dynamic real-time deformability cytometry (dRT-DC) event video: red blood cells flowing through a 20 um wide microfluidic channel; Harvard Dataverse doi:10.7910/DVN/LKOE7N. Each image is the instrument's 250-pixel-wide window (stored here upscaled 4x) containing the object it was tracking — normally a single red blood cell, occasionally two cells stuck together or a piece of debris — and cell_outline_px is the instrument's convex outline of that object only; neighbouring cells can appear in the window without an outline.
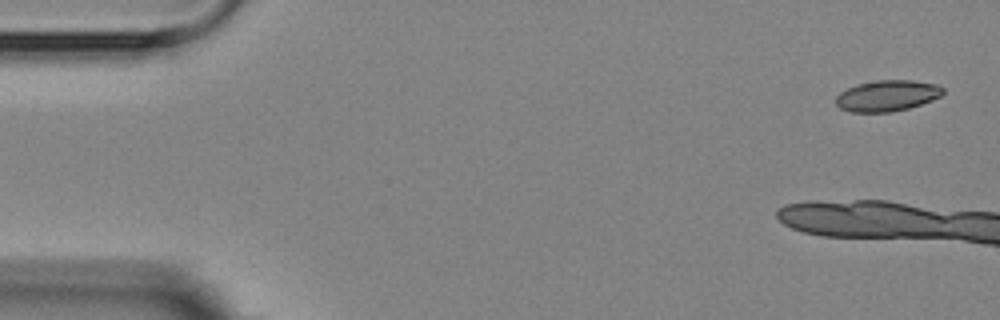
{"species": "Egyptian fruit bat (a non-hibernating species)", "species_latin": "Rousettus aegyptiacus", "temperature_condition": "room temperature", "stored_images_in_passage": 6, "camera_frame_rate_fps": 3000, "um_per_image_px": 0.085, "animal": {"sex": "female"}, "frame": {"image": 1, "passage_image": 1, "time_ms": 0.0, "image_size_px": [1000, 320], "cell_outline_px": [[944, 92], [940, 96], [932, 100], [908, 108], [892, 112], [852, 112], [840, 108], [836, 104], [836, 96], [840, 92], [856, 84], [876, 80], [912, 80], [936, 84], [944, 88]], "centroid_in_image_um": [75.4, 8.13], "position_along_channel_um": 9.6, "area_um2": 19.36}}